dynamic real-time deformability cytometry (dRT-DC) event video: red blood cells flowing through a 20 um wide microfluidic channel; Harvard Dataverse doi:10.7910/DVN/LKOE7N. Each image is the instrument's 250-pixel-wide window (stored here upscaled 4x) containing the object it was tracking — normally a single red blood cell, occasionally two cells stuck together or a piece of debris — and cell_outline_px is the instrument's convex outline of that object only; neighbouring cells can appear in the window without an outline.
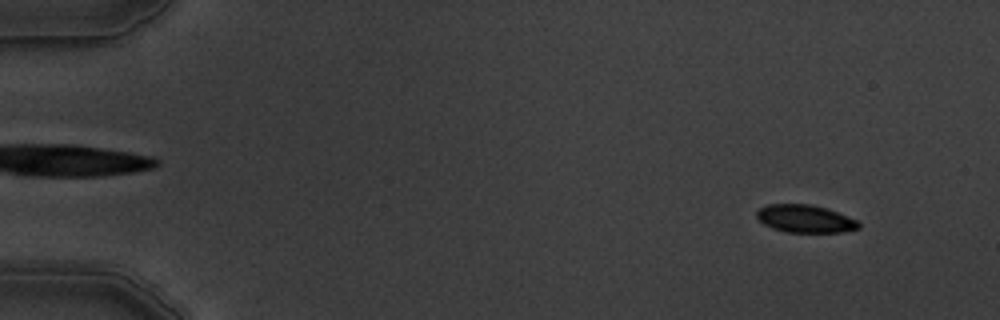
{"species": "common noctule bat (a hibernating species)", "species_latin": "Nyctalus noctula", "temperature_condition": "warm", "stored_images_in_passage": 9, "camera_frame_rate_fps": 3000, "um_per_image_px": 0.085, "animal": {"sex": "male", "body_mass_g": 19.5, "forearm_length_mm": 54.6}, "frame": {"image": 1, "passage_image": 1, "time_ms": 0.0, "image_size_px": [1000, 320], "cell_outline_px": [[860, 228], [844, 232], [788, 232], [772, 228], [764, 224], [756, 216], [756, 212], [760, 208], [768, 204], [812, 204], [828, 208], [856, 220], [860, 224]], "centroid_in_image_um": [68.44, 18.59], "position_along_channel_um": 16.6, "area_um2": 16.47}}
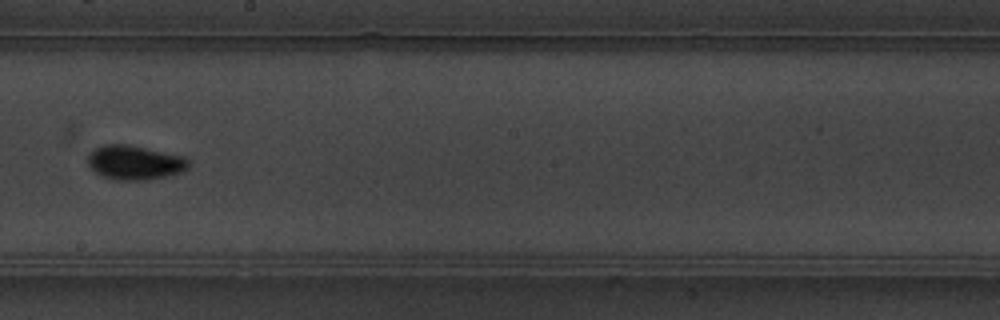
{"frame": {"image": 2, "passage_image": 8, "time_ms": 9.0, "image_size_px": [1000, 320], "cell_outline_px": [[188, 168], [180, 172], [168, 176], [144, 180], [116, 180], [100, 176], [88, 164], [88, 156], [96, 148], [104, 144], [128, 144], [184, 156], [188, 160]], "centroid_in_image_um": [11.45, 13.82], "position_along_channel_um": 236.8, "area_um2": 20.06}}